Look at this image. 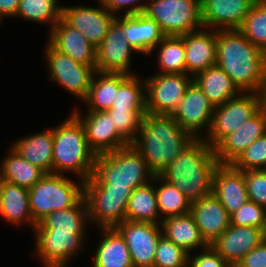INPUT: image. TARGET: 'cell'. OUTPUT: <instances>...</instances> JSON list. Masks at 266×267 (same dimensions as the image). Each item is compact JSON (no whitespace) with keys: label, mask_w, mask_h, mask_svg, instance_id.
I'll list each match as a JSON object with an SVG mask.
<instances>
[{"label":"cell","mask_w":266,"mask_h":267,"mask_svg":"<svg viewBox=\"0 0 266 267\" xmlns=\"http://www.w3.org/2000/svg\"><path fill=\"white\" fill-rule=\"evenodd\" d=\"M216 65L242 93H256L266 79V52L239 30H216Z\"/></svg>","instance_id":"6da1fadb"},{"label":"cell","mask_w":266,"mask_h":267,"mask_svg":"<svg viewBox=\"0 0 266 267\" xmlns=\"http://www.w3.org/2000/svg\"><path fill=\"white\" fill-rule=\"evenodd\" d=\"M196 138L171 115L147 113L131 143L148 168L158 175Z\"/></svg>","instance_id":"7a4b0ae2"},{"label":"cell","mask_w":266,"mask_h":267,"mask_svg":"<svg viewBox=\"0 0 266 267\" xmlns=\"http://www.w3.org/2000/svg\"><path fill=\"white\" fill-rule=\"evenodd\" d=\"M219 162L214 148L196 138L158 174L192 203L213 194V177Z\"/></svg>","instance_id":"3957f363"},{"label":"cell","mask_w":266,"mask_h":267,"mask_svg":"<svg viewBox=\"0 0 266 267\" xmlns=\"http://www.w3.org/2000/svg\"><path fill=\"white\" fill-rule=\"evenodd\" d=\"M52 130L53 173L70 172L83 181L88 180L93 174L97 155L89 146L83 124L71 113Z\"/></svg>","instance_id":"277c9868"},{"label":"cell","mask_w":266,"mask_h":267,"mask_svg":"<svg viewBox=\"0 0 266 267\" xmlns=\"http://www.w3.org/2000/svg\"><path fill=\"white\" fill-rule=\"evenodd\" d=\"M154 173L141 154L129 144L97 155L93 174L84 185H111V188H138L150 183Z\"/></svg>","instance_id":"5b68a950"},{"label":"cell","mask_w":266,"mask_h":267,"mask_svg":"<svg viewBox=\"0 0 266 267\" xmlns=\"http://www.w3.org/2000/svg\"><path fill=\"white\" fill-rule=\"evenodd\" d=\"M71 180L64 174L45 173L29 189V208L37 224L46 215L75 206L84 197L85 181Z\"/></svg>","instance_id":"8992f818"},{"label":"cell","mask_w":266,"mask_h":267,"mask_svg":"<svg viewBox=\"0 0 266 267\" xmlns=\"http://www.w3.org/2000/svg\"><path fill=\"white\" fill-rule=\"evenodd\" d=\"M165 36H180L204 28L200 0H148L143 12Z\"/></svg>","instance_id":"52a82bcc"},{"label":"cell","mask_w":266,"mask_h":267,"mask_svg":"<svg viewBox=\"0 0 266 267\" xmlns=\"http://www.w3.org/2000/svg\"><path fill=\"white\" fill-rule=\"evenodd\" d=\"M134 188H111V185H84L89 224L115 228L126 220V208Z\"/></svg>","instance_id":"ba28073f"},{"label":"cell","mask_w":266,"mask_h":267,"mask_svg":"<svg viewBox=\"0 0 266 267\" xmlns=\"http://www.w3.org/2000/svg\"><path fill=\"white\" fill-rule=\"evenodd\" d=\"M259 111V100L256 93H241L214 107L211 127L202 139L215 148L226 136L236 131L247 120ZM206 135V136H205Z\"/></svg>","instance_id":"9c48e42d"},{"label":"cell","mask_w":266,"mask_h":267,"mask_svg":"<svg viewBox=\"0 0 266 267\" xmlns=\"http://www.w3.org/2000/svg\"><path fill=\"white\" fill-rule=\"evenodd\" d=\"M44 49L50 81H55V84L63 86L62 88L83 101L88 94L96 70L59 52L48 41Z\"/></svg>","instance_id":"30bf717a"},{"label":"cell","mask_w":266,"mask_h":267,"mask_svg":"<svg viewBox=\"0 0 266 267\" xmlns=\"http://www.w3.org/2000/svg\"><path fill=\"white\" fill-rule=\"evenodd\" d=\"M144 81L147 113L170 115L193 82V77L186 73H156Z\"/></svg>","instance_id":"8fae6325"},{"label":"cell","mask_w":266,"mask_h":267,"mask_svg":"<svg viewBox=\"0 0 266 267\" xmlns=\"http://www.w3.org/2000/svg\"><path fill=\"white\" fill-rule=\"evenodd\" d=\"M35 231V256L44 267L69 266L72 257L81 252L86 234L57 231L56 229H33ZM80 251V252H79Z\"/></svg>","instance_id":"7c38bea8"},{"label":"cell","mask_w":266,"mask_h":267,"mask_svg":"<svg viewBox=\"0 0 266 267\" xmlns=\"http://www.w3.org/2000/svg\"><path fill=\"white\" fill-rule=\"evenodd\" d=\"M213 112V105L193 81L170 115L181 128L191 133L195 138H202L203 130L205 129L207 133L211 127Z\"/></svg>","instance_id":"4fadbf2b"},{"label":"cell","mask_w":266,"mask_h":267,"mask_svg":"<svg viewBox=\"0 0 266 267\" xmlns=\"http://www.w3.org/2000/svg\"><path fill=\"white\" fill-rule=\"evenodd\" d=\"M137 53L122 27L114 20L103 42L96 47V68L100 73L135 75L131 72V54Z\"/></svg>","instance_id":"5bb4252c"},{"label":"cell","mask_w":266,"mask_h":267,"mask_svg":"<svg viewBox=\"0 0 266 267\" xmlns=\"http://www.w3.org/2000/svg\"><path fill=\"white\" fill-rule=\"evenodd\" d=\"M115 229L125 240L133 267H153L157 244L162 236L161 225L125 220Z\"/></svg>","instance_id":"9a60e30c"},{"label":"cell","mask_w":266,"mask_h":267,"mask_svg":"<svg viewBox=\"0 0 266 267\" xmlns=\"http://www.w3.org/2000/svg\"><path fill=\"white\" fill-rule=\"evenodd\" d=\"M99 7L63 6L61 18L71 27L78 30L96 48L99 46L115 20L98 0Z\"/></svg>","instance_id":"2e32d148"},{"label":"cell","mask_w":266,"mask_h":267,"mask_svg":"<svg viewBox=\"0 0 266 267\" xmlns=\"http://www.w3.org/2000/svg\"><path fill=\"white\" fill-rule=\"evenodd\" d=\"M80 111L72 113L85 129L86 139L96 155L115 151L130 143L115 129L111 115L107 111H88L82 116Z\"/></svg>","instance_id":"e0dca14e"},{"label":"cell","mask_w":266,"mask_h":267,"mask_svg":"<svg viewBox=\"0 0 266 267\" xmlns=\"http://www.w3.org/2000/svg\"><path fill=\"white\" fill-rule=\"evenodd\" d=\"M204 28L238 30L255 0H200Z\"/></svg>","instance_id":"ac0fdd59"},{"label":"cell","mask_w":266,"mask_h":267,"mask_svg":"<svg viewBox=\"0 0 266 267\" xmlns=\"http://www.w3.org/2000/svg\"><path fill=\"white\" fill-rule=\"evenodd\" d=\"M265 239L263 229L258 227L230 225L211 247L232 267H236L245 255Z\"/></svg>","instance_id":"d6986e66"},{"label":"cell","mask_w":266,"mask_h":267,"mask_svg":"<svg viewBox=\"0 0 266 267\" xmlns=\"http://www.w3.org/2000/svg\"><path fill=\"white\" fill-rule=\"evenodd\" d=\"M48 42L74 61L96 68V48L62 18L48 31Z\"/></svg>","instance_id":"ffe728a7"},{"label":"cell","mask_w":266,"mask_h":267,"mask_svg":"<svg viewBox=\"0 0 266 267\" xmlns=\"http://www.w3.org/2000/svg\"><path fill=\"white\" fill-rule=\"evenodd\" d=\"M190 213L208 245L230 226V215L214 194L192 202Z\"/></svg>","instance_id":"44dd1931"},{"label":"cell","mask_w":266,"mask_h":267,"mask_svg":"<svg viewBox=\"0 0 266 267\" xmlns=\"http://www.w3.org/2000/svg\"><path fill=\"white\" fill-rule=\"evenodd\" d=\"M115 21L122 27L129 45L140 54L151 56L153 48L165 37L159 25L144 13L118 14Z\"/></svg>","instance_id":"7402d4cb"},{"label":"cell","mask_w":266,"mask_h":267,"mask_svg":"<svg viewBox=\"0 0 266 267\" xmlns=\"http://www.w3.org/2000/svg\"><path fill=\"white\" fill-rule=\"evenodd\" d=\"M213 194L229 215L236 212L248 200L244 172L231 164H219L214 172Z\"/></svg>","instance_id":"603a6c76"},{"label":"cell","mask_w":266,"mask_h":267,"mask_svg":"<svg viewBox=\"0 0 266 267\" xmlns=\"http://www.w3.org/2000/svg\"><path fill=\"white\" fill-rule=\"evenodd\" d=\"M265 133L266 118L258 111L214 148L219 164H232L248 146Z\"/></svg>","instance_id":"cb8c5ba5"},{"label":"cell","mask_w":266,"mask_h":267,"mask_svg":"<svg viewBox=\"0 0 266 267\" xmlns=\"http://www.w3.org/2000/svg\"><path fill=\"white\" fill-rule=\"evenodd\" d=\"M186 74L197 73L216 65V30L205 29L183 34Z\"/></svg>","instance_id":"d4e9b609"},{"label":"cell","mask_w":266,"mask_h":267,"mask_svg":"<svg viewBox=\"0 0 266 267\" xmlns=\"http://www.w3.org/2000/svg\"><path fill=\"white\" fill-rule=\"evenodd\" d=\"M162 235L177 246L191 254V250L198 251L209 245L203 239L195 219L189 212L184 215L168 217L161 221ZM201 247V248H200Z\"/></svg>","instance_id":"484cf974"},{"label":"cell","mask_w":266,"mask_h":267,"mask_svg":"<svg viewBox=\"0 0 266 267\" xmlns=\"http://www.w3.org/2000/svg\"><path fill=\"white\" fill-rule=\"evenodd\" d=\"M11 148L26 161L38 166L45 173H53V130L27 135L15 140Z\"/></svg>","instance_id":"4316f807"},{"label":"cell","mask_w":266,"mask_h":267,"mask_svg":"<svg viewBox=\"0 0 266 267\" xmlns=\"http://www.w3.org/2000/svg\"><path fill=\"white\" fill-rule=\"evenodd\" d=\"M193 81L204 92L213 107L223 105L242 93L229 75L217 65L197 73Z\"/></svg>","instance_id":"83f0119b"},{"label":"cell","mask_w":266,"mask_h":267,"mask_svg":"<svg viewBox=\"0 0 266 267\" xmlns=\"http://www.w3.org/2000/svg\"><path fill=\"white\" fill-rule=\"evenodd\" d=\"M102 239L93 255V267H133L124 238L115 228H100Z\"/></svg>","instance_id":"f1b7e54d"},{"label":"cell","mask_w":266,"mask_h":267,"mask_svg":"<svg viewBox=\"0 0 266 267\" xmlns=\"http://www.w3.org/2000/svg\"><path fill=\"white\" fill-rule=\"evenodd\" d=\"M0 215L10 224L26 223L34 229L36 223L29 208V189L5 182L0 200Z\"/></svg>","instance_id":"f546056e"},{"label":"cell","mask_w":266,"mask_h":267,"mask_svg":"<svg viewBox=\"0 0 266 267\" xmlns=\"http://www.w3.org/2000/svg\"><path fill=\"white\" fill-rule=\"evenodd\" d=\"M88 206L83 197L75 206L56 210L41 219L34 229H56L57 231L87 234Z\"/></svg>","instance_id":"4dcf8cb0"},{"label":"cell","mask_w":266,"mask_h":267,"mask_svg":"<svg viewBox=\"0 0 266 267\" xmlns=\"http://www.w3.org/2000/svg\"><path fill=\"white\" fill-rule=\"evenodd\" d=\"M126 220L161 224L162 219L157 207L154 177L150 183L132 191L127 203Z\"/></svg>","instance_id":"1f68e13d"},{"label":"cell","mask_w":266,"mask_h":267,"mask_svg":"<svg viewBox=\"0 0 266 267\" xmlns=\"http://www.w3.org/2000/svg\"><path fill=\"white\" fill-rule=\"evenodd\" d=\"M7 154L0 166L6 182L30 189L45 174L42 169L26 161L11 147Z\"/></svg>","instance_id":"d6a6232c"},{"label":"cell","mask_w":266,"mask_h":267,"mask_svg":"<svg viewBox=\"0 0 266 267\" xmlns=\"http://www.w3.org/2000/svg\"><path fill=\"white\" fill-rule=\"evenodd\" d=\"M119 88V74L95 72L88 94L83 100L88 111H107L111 108L115 98V91Z\"/></svg>","instance_id":"836d02e7"},{"label":"cell","mask_w":266,"mask_h":267,"mask_svg":"<svg viewBox=\"0 0 266 267\" xmlns=\"http://www.w3.org/2000/svg\"><path fill=\"white\" fill-rule=\"evenodd\" d=\"M110 109L146 111L145 81L136 75L119 74V88Z\"/></svg>","instance_id":"e575fe53"},{"label":"cell","mask_w":266,"mask_h":267,"mask_svg":"<svg viewBox=\"0 0 266 267\" xmlns=\"http://www.w3.org/2000/svg\"><path fill=\"white\" fill-rule=\"evenodd\" d=\"M155 193L160 218L166 219L190 212L191 202L173 184L166 182L159 175H154ZM161 214L163 216H161Z\"/></svg>","instance_id":"d590c367"},{"label":"cell","mask_w":266,"mask_h":267,"mask_svg":"<svg viewBox=\"0 0 266 267\" xmlns=\"http://www.w3.org/2000/svg\"><path fill=\"white\" fill-rule=\"evenodd\" d=\"M159 46V47H158ZM158 49V73H186L183 35L165 36L153 50Z\"/></svg>","instance_id":"8d00e7d4"},{"label":"cell","mask_w":266,"mask_h":267,"mask_svg":"<svg viewBox=\"0 0 266 267\" xmlns=\"http://www.w3.org/2000/svg\"><path fill=\"white\" fill-rule=\"evenodd\" d=\"M62 5L58 0H20L15 17L30 22L49 23V31L61 19Z\"/></svg>","instance_id":"74e56055"},{"label":"cell","mask_w":266,"mask_h":267,"mask_svg":"<svg viewBox=\"0 0 266 267\" xmlns=\"http://www.w3.org/2000/svg\"><path fill=\"white\" fill-rule=\"evenodd\" d=\"M238 30L251 44L266 52V4L255 2Z\"/></svg>","instance_id":"f35d334b"},{"label":"cell","mask_w":266,"mask_h":267,"mask_svg":"<svg viewBox=\"0 0 266 267\" xmlns=\"http://www.w3.org/2000/svg\"><path fill=\"white\" fill-rule=\"evenodd\" d=\"M231 165L243 172L266 170V133L248 146Z\"/></svg>","instance_id":"ab89813d"},{"label":"cell","mask_w":266,"mask_h":267,"mask_svg":"<svg viewBox=\"0 0 266 267\" xmlns=\"http://www.w3.org/2000/svg\"><path fill=\"white\" fill-rule=\"evenodd\" d=\"M188 263L189 254L162 235L155 251L153 267H188Z\"/></svg>","instance_id":"60d3db41"},{"label":"cell","mask_w":266,"mask_h":267,"mask_svg":"<svg viewBox=\"0 0 266 267\" xmlns=\"http://www.w3.org/2000/svg\"><path fill=\"white\" fill-rule=\"evenodd\" d=\"M115 129L131 144L139 133L142 119L147 111L109 109Z\"/></svg>","instance_id":"b9f144b4"},{"label":"cell","mask_w":266,"mask_h":267,"mask_svg":"<svg viewBox=\"0 0 266 267\" xmlns=\"http://www.w3.org/2000/svg\"><path fill=\"white\" fill-rule=\"evenodd\" d=\"M230 225L263 229L265 226V207L247 200L236 212L230 215Z\"/></svg>","instance_id":"7bdbcfd3"},{"label":"cell","mask_w":266,"mask_h":267,"mask_svg":"<svg viewBox=\"0 0 266 267\" xmlns=\"http://www.w3.org/2000/svg\"><path fill=\"white\" fill-rule=\"evenodd\" d=\"M248 200L266 208V170L244 171Z\"/></svg>","instance_id":"ee69618b"},{"label":"cell","mask_w":266,"mask_h":267,"mask_svg":"<svg viewBox=\"0 0 266 267\" xmlns=\"http://www.w3.org/2000/svg\"><path fill=\"white\" fill-rule=\"evenodd\" d=\"M188 267H232L209 245L201 253L189 255Z\"/></svg>","instance_id":"f6af8a7d"},{"label":"cell","mask_w":266,"mask_h":267,"mask_svg":"<svg viewBox=\"0 0 266 267\" xmlns=\"http://www.w3.org/2000/svg\"><path fill=\"white\" fill-rule=\"evenodd\" d=\"M102 5L113 15L124 11V15L143 13L148 0H100ZM143 2V3H141ZM140 3V4H139ZM129 6V8H128ZM125 9V10H124ZM127 9V10H126ZM117 13V14H116Z\"/></svg>","instance_id":"bcb514c9"},{"label":"cell","mask_w":266,"mask_h":267,"mask_svg":"<svg viewBox=\"0 0 266 267\" xmlns=\"http://www.w3.org/2000/svg\"><path fill=\"white\" fill-rule=\"evenodd\" d=\"M236 267H266V239L245 255Z\"/></svg>","instance_id":"7dc6e473"},{"label":"cell","mask_w":266,"mask_h":267,"mask_svg":"<svg viewBox=\"0 0 266 267\" xmlns=\"http://www.w3.org/2000/svg\"><path fill=\"white\" fill-rule=\"evenodd\" d=\"M20 0H0V21L4 17L15 18Z\"/></svg>","instance_id":"c3c4849f"},{"label":"cell","mask_w":266,"mask_h":267,"mask_svg":"<svg viewBox=\"0 0 266 267\" xmlns=\"http://www.w3.org/2000/svg\"><path fill=\"white\" fill-rule=\"evenodd\" d=\"M259 100V111L266 118V79L256 92Z\"/></svg>","instance_id":"681fc988"},{"label":"cell","mask_w":266,"mask_h":267,"mask_svg":"<svg viewBox=\"0 0 266 267\" xmlns=\"http://www.w3.org/2000/svg\"><path fill=\"white\" fill-rule=\"evenodd\" d=\"M5 178L2 169L0 168V200H1V195H2V190L5 184Z\"/></svg>","instance_id":"f907efd6"},{"label":"cell","mask_w":266,"mask_h":267,"mask_svg":"<svg viewBox=\"0 0 266 267\" xmlns=\"http://www.w3.org/2000/svg\"><path fill=\"white\" fill-rule=\"evenodd\" d=\"M263 231H264V235H265V238H266V208H265V226L263 228Z\"/></svg>","instance_id":"816d5d0a"},{"label":"cell","mask_w":266,"mask_h":267,"mask_svg":"<svg viewBox=\"0 0 266 267\" xmlns=\"http://www.w3.org/2000/svg\"><path fill=\"white\" fill-rule=\"evenodd\" d=\"M255 2L266 4V0H255Z\"/></svg>","instance_id":"f5cc1de1"}]
</instances>
